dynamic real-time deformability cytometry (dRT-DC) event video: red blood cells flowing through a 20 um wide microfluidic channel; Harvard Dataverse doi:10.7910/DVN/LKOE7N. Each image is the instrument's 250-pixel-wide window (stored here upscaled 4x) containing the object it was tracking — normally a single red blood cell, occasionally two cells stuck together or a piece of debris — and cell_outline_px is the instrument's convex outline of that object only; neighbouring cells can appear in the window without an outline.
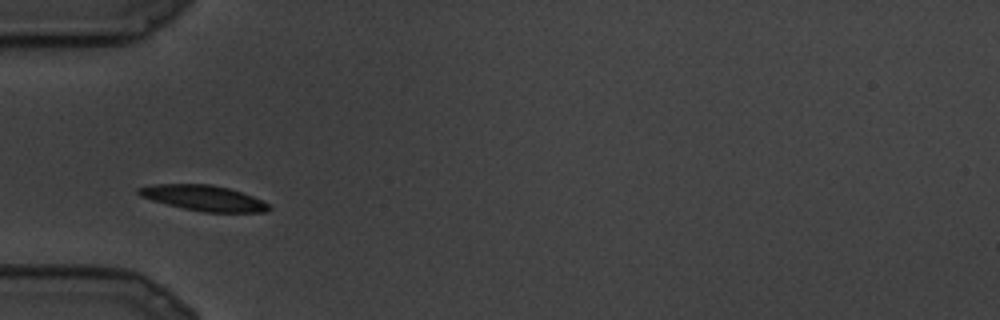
{"species": "common noctule bat (a hibernating species)", "species_latin": "Nyctalus noctula", "temperature_condition": "cold", "stored_images_in_passage": 9, "camera_frame_rate_fps": 3000, "um_per_image_px": 0.085, "animal": {"sex": "male", "body_mass_g": 19.5, "forearm_length_mm": 54.6}, "frame": {"image": 1, "passage_image": 1, "time_ms": 0.0, "image_size_px": [1000, 320], "cell_outline_px": [[272, 208], [264, 212], [204, 212], [184, 208], [152, 200], [140, 196], [136, 192], [136, 188], [152, 184], [208, 184], [228, 188], [252, 196], [268, 204]], "centroid_in_image_um": [17.26, 16.82], "position_along_channel_um": 67.7, "area_um2": 19.13}}
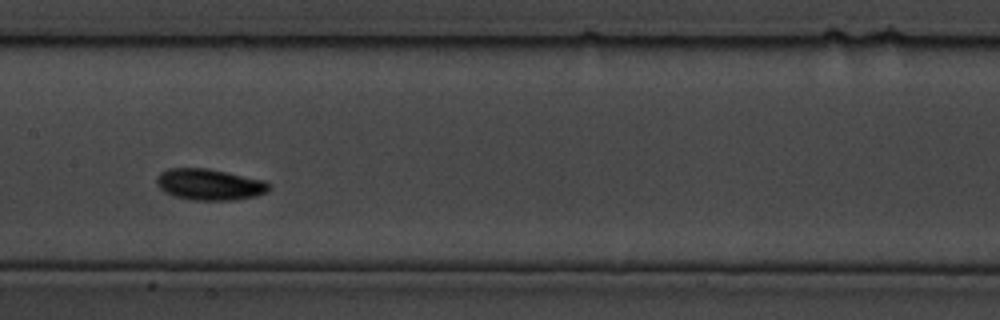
{"frame": {"image": 2, "passage_image": 6, "time_ms": 1.667, "image_size_px": [1000, 320], "cell_outline_px": [[272, 188], [268, 192], [256, 196], [232, 200], [192, 200], [176, 196], [164, 192], [156, 184], [156, 176], [160, 172], [168, 168], [208, 168], [264, 180], [272, 184]], "centroid_in_image_um": [17.82, 15.67], "position_along_channel_um": 189.6, "area_um2": 20.69}}
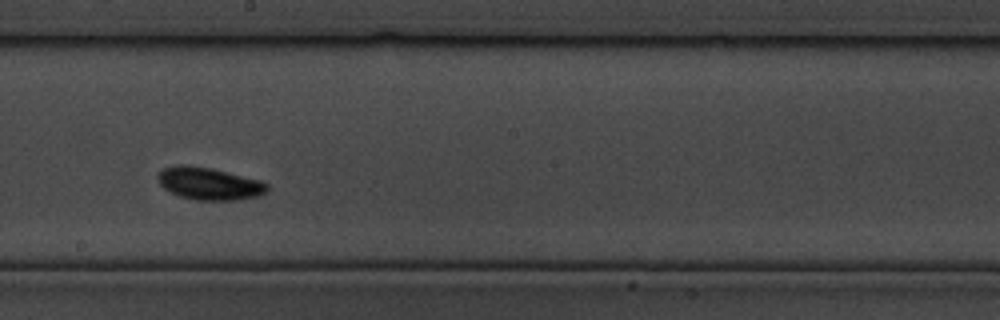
{"frame": {"image": 3, "passage_image": 8, "time_ms": 2.333, "image_size_px": [1000, 320], "cell_outline_px": [[268, 192], [256, 196], [236, 200], [196, 200], [180, 196], [164, 188], [160, 184], [156, 176], [156, 172], [164, 168], [176, 164], [188, 164], [212, 168], [260, 180], [268, 184]], "centroid_in_image_um": [17.75, 15.58], "position_along_channel_um": 230.5, "area_um2": 20.81}}